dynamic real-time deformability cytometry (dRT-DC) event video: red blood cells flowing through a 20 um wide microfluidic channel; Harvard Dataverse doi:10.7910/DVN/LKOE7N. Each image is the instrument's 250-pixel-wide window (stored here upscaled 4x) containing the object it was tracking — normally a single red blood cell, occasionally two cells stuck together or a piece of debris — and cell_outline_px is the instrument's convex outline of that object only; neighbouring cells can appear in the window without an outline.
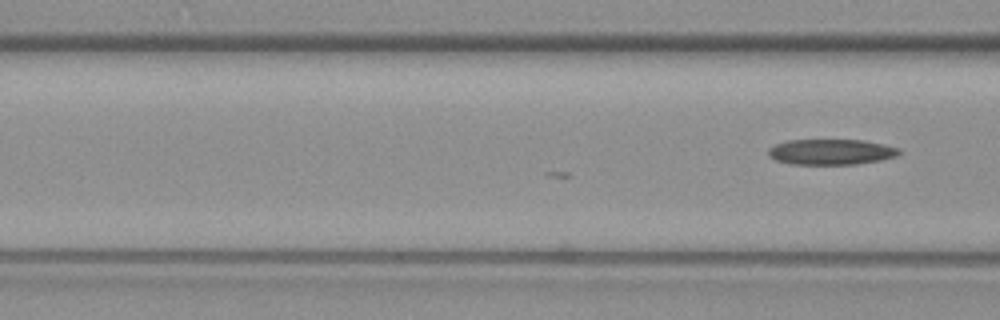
{"species": "common noctule bat (a hibernating species)", "species_latin": "Nyctalus noctula", "temperature_condition": "warm", "stored_images_in_passage": 13, "camera_frame_rate_fps": 3000, "um_per_image_px": 0.085, "animal": {"sex": "female", "body_mass_g": 19.3, "forearm_length_mm": 54.1}, "frame": {"image": 1, "passage_image": 13, "time_ms": 4.0, "image_size_px": [1000, 320], "cell_outline_px": [[900, 152], [896, 156], [880, 160], [856, 164], [792, 164], [776, 160], [768, 156], [768, 148], [776, 144], [788, 140], [864, 140], [884, 144], [900, 148]], "centroid_in_image_um": [70.64, 12.91], "position_along_channel_um": 96.0, "area_um2": 19.48}}